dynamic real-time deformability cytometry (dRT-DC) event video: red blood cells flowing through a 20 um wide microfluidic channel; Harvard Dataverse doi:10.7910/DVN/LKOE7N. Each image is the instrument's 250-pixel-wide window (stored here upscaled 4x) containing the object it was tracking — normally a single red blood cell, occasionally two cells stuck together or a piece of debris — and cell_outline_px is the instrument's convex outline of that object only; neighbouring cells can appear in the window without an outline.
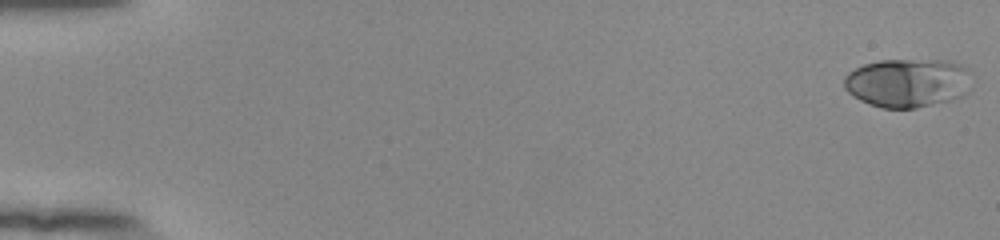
{"species": "human", "species_latin": "Homo sapiens", "temperature_condition": "room temperature", "stored_images_in_passage": 14, "camera_frame_rate_fps": 3000, "um_per_image_px": 0.085, "donor": {"sex": "female"}, "frame": {"image": 1, "passage_image": 1, "time_ms": 0.0, "image_size_px": [1000, 240], "cell_outline_px": [[972, 88], [964, 96], [916, 108], [884, 108], [868, 104], [852, 96], [844, 88], [844, 76], [848, 72], [864, 64], [880, 60], [944, 60], [960, 64], [968, 68], [972, 72]], "centroid_in_image_um": [77.19, 7.03], "position_along_channel_um": 7.8, "area_um2": 36.88}}